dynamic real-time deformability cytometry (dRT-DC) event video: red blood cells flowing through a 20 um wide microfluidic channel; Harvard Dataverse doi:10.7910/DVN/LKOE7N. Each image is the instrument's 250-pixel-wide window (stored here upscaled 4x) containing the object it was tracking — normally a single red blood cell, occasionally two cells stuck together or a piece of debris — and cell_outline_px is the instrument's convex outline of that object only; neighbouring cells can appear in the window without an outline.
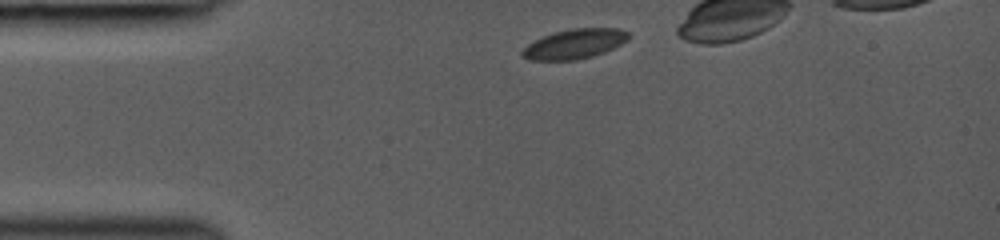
{"species": "common noctule bat (a hibernating species)", "species_latin": "Nyctalus noctula", "temperature_condition": "room temperature", "stored_images_in_passage": 27, "camera_frame_rate_fps": 3000, "um_per_image_px": 0.085, "animal": {"sex": "female", "body_mass_g": 19.0, "forearm_length_mm": 53.3}, "frame": {"image": 1, "passage_image": 1, "time_ms": 0.0, "image_size_px": [1000, 240], "cell_outline_px": [[632, 36], [628, 40], [604, 52], [592, 56], [576, 60], [528, 60], [520, 56], [520, 52], [528, 44], [552, 32], [572, 28], [616, 28], [628, 32]], "centroid_in_image_um": [48.82, 3.73], "position_along_channel_um": 36.2, "area_um2": 18.44}}
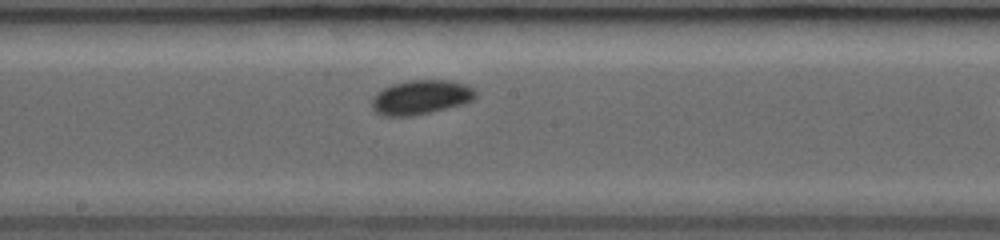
{"frame": {"image": 2, "passage_image": 15, "time_ms": 5.0, "image_size_px": [1000, 240], "cell_outline_px": [[476, 96], [472, 100], [464, 104], [432, 112], [412, 116], [384, 116], [376, 112], [372, 108], [372, 100], [376, 92], [392, 84], [408, 80], [448, 80], [464, 84], [472, 88], [476, 92]], "centroid_in_image_um": [35.76, 8.27], "position_along_channel_um": 212.4, "area_um2": 20.81}}
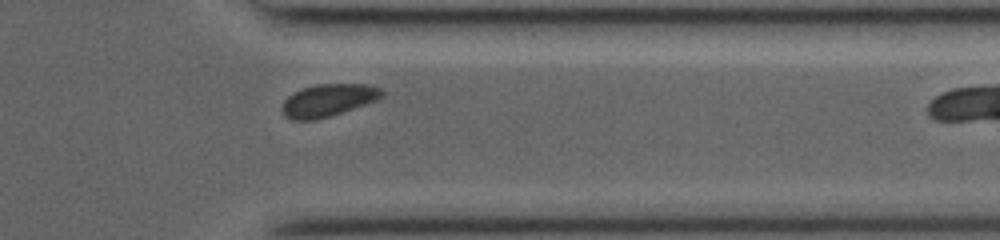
{"frame": {"image": 3, "passage_image": 25, "time_ms": 9.0, "image_size_px": [1000, 240], "cell_outline_px": [[384, 96], [376, 100], [332, 116], [316, 120], [292, 120], [284, 116], [280, 108], [284, 100], [292, 92], [316, 84], [368, 84], [380, 88], [384, 92]], "centroid_in_image_um": [27.86, 8.53], "position_along_channel_um": 383.5, "area_um2": 19.07}}